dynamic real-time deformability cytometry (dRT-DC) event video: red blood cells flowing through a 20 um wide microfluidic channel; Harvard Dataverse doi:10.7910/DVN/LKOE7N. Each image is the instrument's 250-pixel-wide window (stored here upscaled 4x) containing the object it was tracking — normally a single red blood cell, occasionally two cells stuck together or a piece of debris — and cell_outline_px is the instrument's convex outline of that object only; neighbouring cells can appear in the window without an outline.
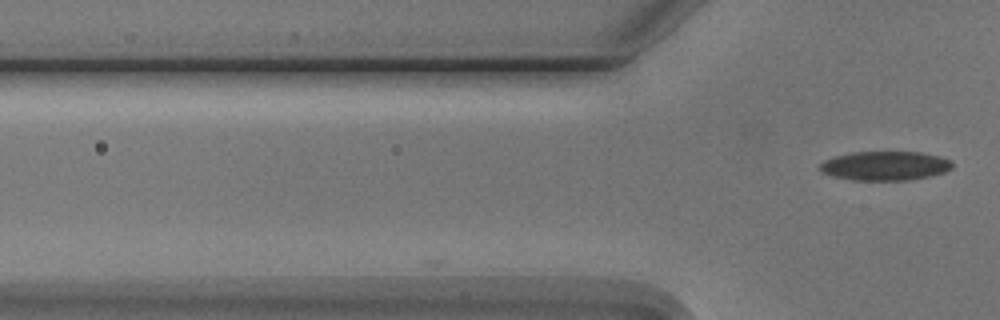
{"species": "Egyptian fruit bat (a non-hibernating species)", "species_latin": "Rousettus aegyptiacus", "temperature_condition": "cold", "stored_images_in_passage": 2, "camera_frame_rate_fps": 3000, "um_per_image_px": 0.085, "animal": {"sex": "male"}, "frame": {"image": 1, "passage_image": 2, "time_ms": 1.0, "image_size_px": [1000, 320], "cell_outline_px": [[952, 168], [944, 172], [932, 176], [908, 180], [852, 180], [832, 176], [824, 172], [820, 168], [820, 164], [824, 160], [836, 156], [852, 152], [920, 152], [940, 156], [952, 160]], "centroid_in_image_um": [75.27, 14.09], "position_along_channel_um": 50.5, "area_um2": 22.48}}